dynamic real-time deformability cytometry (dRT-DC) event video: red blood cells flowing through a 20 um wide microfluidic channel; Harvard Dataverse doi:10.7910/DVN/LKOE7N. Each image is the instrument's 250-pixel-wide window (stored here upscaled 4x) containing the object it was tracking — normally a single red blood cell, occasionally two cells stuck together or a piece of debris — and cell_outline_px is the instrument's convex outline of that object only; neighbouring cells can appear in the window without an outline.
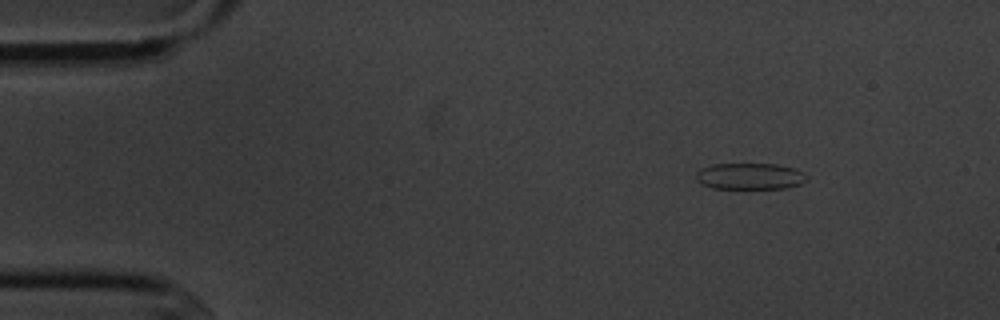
{"species": "common noctule bat (a hibernating species)", "species_latin": "Nyctalus noctula", "temperature_condition": "cold", "stored_images_in_passage": 5, "camera_frame_rate_fps": 3000, "um_per_image_px": 0.085, "animal": {"sex": "male", "body_mass_g": 20.1, "forearm_length_mm": 53.5}, "frame": {"image": 1, "passage_image": 2, "time_ms": 1.333, "image_size_px": [1000, 320], "cell_outline_px": [[808, 180], [800, 184], [788, 188], [712, 188], [696, 180], [696, 172], [700, 168], [712, 164], [776, 164], [796, 168], [804, 172], [808, 176]], "centroid_in_image_um": [63.78, 14.97], "position_along_channel_um": 21.2, "area_um2": 17.17}}